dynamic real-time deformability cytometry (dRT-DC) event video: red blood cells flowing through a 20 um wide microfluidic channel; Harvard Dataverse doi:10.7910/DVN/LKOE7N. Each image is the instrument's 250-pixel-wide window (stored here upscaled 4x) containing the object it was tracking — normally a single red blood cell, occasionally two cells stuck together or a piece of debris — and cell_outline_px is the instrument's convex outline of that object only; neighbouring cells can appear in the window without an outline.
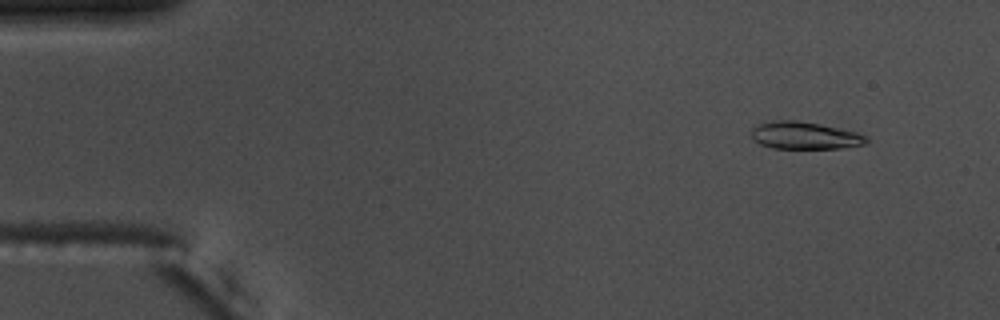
{"species": "common noctule bat (a hibernating species)", "species_latin": "Nyctalus noctula", "temperature_condition": "warm", "stored_images_in_passage": 55, "camera_frame_rate_fps": 3000, "um_per_image_px": 0.085, "animal": {"sex": "male", "body_mass_g": 17.5, "forearm_length_mm": 52.3}, "frame": {"image": 1, "passage_image": 5, "time_ms": 1.333, "image_size_px": [1000, 320], "cell_outline_px": [[868, 144], [840, 148], [772, 148], [760, 144], [752, 140], [752, 128], [760, 124], [772, 120], [796, 120], [820, 124], [840, 128], [856, 132], [868, 136]], "centroid_in_image_um": [68.42, 11.52], "position_along_channel_um": 16.6, "area_um2": 18.44}}
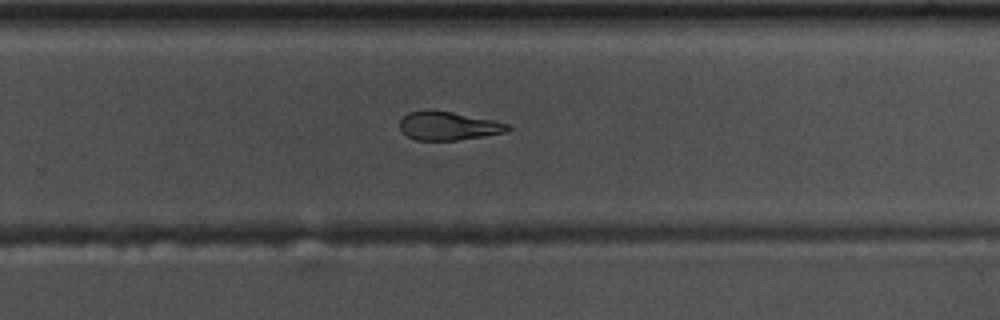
{"frame": {"image": 2, "passage_image": 36, "time_ms": 11.667, "image_size_px": [1000, 320], "cell_outline_px": [[512, 128], [504, 132], [484, 136], [456, 140], [416, 140], [408, 136], [400, 128], [400, 120], [408, 112], [452, 112], [492, 120], [508, 124]], "centroid_in_image_um": [38.12, 10.73], "position_along_channel_um": 291.7, "area_um2": 17.28}}
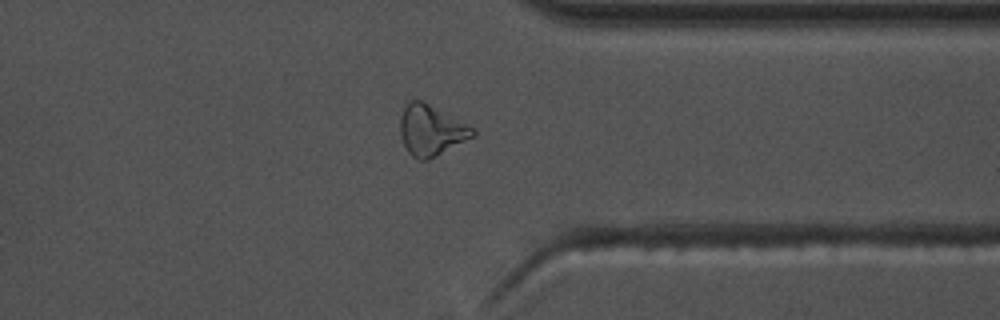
{"frame": {"image": 3, "passage_image": 43, "time_ms": 14.0, "image_size_px": [1000, 320], "cell_outline_px": [[476, 136], [428, 160], [420, 160], [412, 156], [408, 152], [400, 136], [400, 116], [408, 100], [420, 100], [476, 128]], "centroid_in_image_um": [36.65, 11.09], "position_along_channel_um": 374.7, "area_um2": 21.44}, "authors_computed_cell_mechanics": {"area_um2": 18.9584, "velocity_mm_per_s": 3.6965, "shape_relaxation_time_tau1_ms": 6.5552, "shape_relaxation_time_tau2_ms": 2.6121, "deformation_change_tau1": 0.1935, "deformation_change_tau2": 0.1054}}